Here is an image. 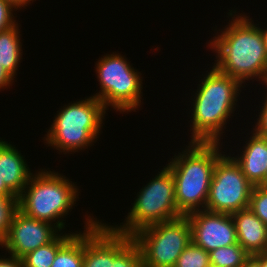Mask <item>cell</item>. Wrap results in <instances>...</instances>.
Returning a JSON list of instances; mask_svg holds the SVG:
<instances>
[{"instance_id": "30", "label": "cell", "mask_w": 267, "mask_h": 267, "mask_svg": "<svg viewBox=\"0 0 267 267\" xmlns=\"http://www.w3.org/2000/svg\"><path fill=\"white\" fill-rule=\"evenodd\" d=\"M0 196L2 197H16L5 185L0 175Z\"/></svg>"}, {"instance_id": "4", "label": "cell", "mask_w": 267, "mask_h": 267, "mask_svg": "<svg viewBox=\"0 0 267 267\" xmlns=\"http://www.w3.org/2000/svg\"><path fill=\"white\" fill-rule=\"evenodd\" d=\"M62 175L46 169L35 172L17 200V208L25 215L50 222L61 231L66 223L62 218L71 212L80 193L78 186Z\"/></svg>"}, {"instance_id": "24", "label": "cell", "mask_w": 267, "mask_h": 267, "mask_svg": "<svg viewBox=\"0 0 267 267\" xmlns=\"http://www.w3.org/2000/svg\"><path fill=\"white\" fill-rule=\"evenodd\" d=\"M17 11L11 4L5 0H0V32L5 31L18 22L14 19L13 12Z\"/></svg>"}, {"instance_id": "2", "label": "cell", "mask_w": 267, "mask_h": 267, "mask_svg": "<svg viewBox=\"0 0 267 267\" xmlns=\"http://www.w3.org/2000/svg\"><path fill=\"white\" fill-rule=\"evenodd\" d=\"M207 73L200 80L191 104V142H221L243 87L240 81L215 66Z\"/></svg>"}, {"instance_id": "9", "label": "cell", "mask_w": 267, "mask_h": 267, "mask_svg": "<svg viewBox=\"0 0 267 267\" xmlns=\"http://www.w3.org/2000/svg\"><path fill=\"white\" fill-rule=\"evenodd\" d=\"M224 153L217 159L205 210L232 214L248 208L253 185L231 154Z\"/></svg>"}, {"instance_id": "27", "label": "cell", "mask_w": 267, "mask_h": 267, "mask_svg": "<svg viewBox=\"0 0 267 267\" xmlns=\"http://www.w3.org/2000/svg\"><path fill=\"white\" fill-rule=\"evenodd\" d=\"M0 257V267H23L22 260L14 255ZM6 257V258H5ZM10 257V258H9Z\"/></svg>"}, {"instance_id": "19", "label": "cell", "mask_w": 267, "mask_h": 267, "mask_svg": "<svg viewBox=\"0 0 267 267\" xmlns=\"http://www.w3.org/2000/svg\"><path fill=\"white\" fill-rule=\"evenodd\" d=\"M74 234L61 232L52 242L21 258L23 267H51L59 248Z\"/></svg>"}, {"instance_id": "14", "label": "cell", "mask_w": 267, "mask_h": 267, "mask_svg": "<svg viewBox=\"0 0 267 267\" xmlns=\"http://www.w3.org/2000/svg\"><path fill=\"white\" fill-rule=\"evenodd\" d=\"M251 133L240 156L238 154L232 157L253 186L266 185L267 138L260 137L252 131Z\"/></svg>"}, {"instance_id": "15", "label": "cell", "mask_w": 267, "mask_h": 267, "mask_svg": "<svg viewBox=\"0 0 267 267\" xmlns=\"http://www.w3.org/2000/svg\"><path fill=\"white\" fill-rule=\"evenodd\" d=\"M238 244L249 254L267 252V226L249 209L231 214Z\"/></svg>"}, {"instance_id": "18", "label": "cell", "mask_w": 267, "mask_h": 267, "mask_svg": "<svg viewBox=\"0 0 267 267\" xmlns=\"http://www.w3.org/2000/svg\"><path fill=\"white\" fill-rule=\"evenodd\" d=\"M84 231L75 232L58 250L51 267H83Z\"/></svg>"}, {"instance_id": "25", "label": "cell", "mask_w": 267, "mask_h": 267, "mask_svg": "<svg viewBox=\"0 0 267 267\" xmlns=\"http://www.w3.org/2000/svg\"><path fill=\"white\" fill-rule=\"evenodd\" d=\"M265 87H267V85H265ZM263 105L260 109V114L256 120V126L253 128L252 131L260 137L267 138V95H265Z\"/></svg>"}, {"instance_id": "22", "label": "cell", "mask_w": 267, "mask_h": 267, "mask_svg": "<svg viewBox=\"0 0 267 267\" xmlns=\"http://www.w3.org/2000/svg\"><path fill=\"white\" fill-rule=\"evenodd\" d=\"M248 208L267 226V185L253 186Z\"/></svg>"}, {"instance_id": "16", "label": "cell", "mask_w": 267, "mask_h": 267, "mask_svg": "<svg viewBox=\"0 0 267 267\" xmlns=\"http://www.w3.org/2000/svg\"><path fill=\"white\" fill-rule=\"evenodd\" d=\"M18 25L0 32V64L14 79L23 55Z\"/></svg>"}, {"instance_id": "7", "label": "cell", "mask_w": 267, "mask_h": 267, "mask_svg": "<svg viewBox=\"0 0 267 267\" xmlns=\"http://www.w3.org/2000/svg\"><path fill=\"white\" fill-rule=\"evenodd\" d=\"M113 52L99 58L95 64L100 91L95 95L108 110L111 106L120 113L138 110L142 100L141 73L134 69L127 58Z\"/></svg>"}, {"instance_id": "32", "label": "cell", "mask_w": 267, "mask_h": 267, "mask_svg": "<svg viewBox=\"0 0 267 267\" xmlns=\"http://www.w3.org/2000/svg\"><path fill=\"white\" fill-rule=\"evenodd\" d=\"M261 267H267V252H261Z\"/></svg>"}, {"instance_id": "1", "label": "cell", "mask_w": 267, "mask_h": 267, "mask_svg": "<svg viewBox=\"0 0 267 267\" xmlns=\"http://www.w3.org/2000/svg\"><path fill=\"white\" fill-rule=\"evenodd\" d=\"M236 12H228L231 22L208 42L216 53L213 65L241 83L258 79L267 85V54L259 24Z\"/></svg>"}, {"instance_id": "3", "label": "cell", "mask_w": 267, "mask_h": 267, "mask_svg": "<svg viewBox=\"0 0 267 267\" xmlns=\"http://www.w3.org/2000/svg\"><path fill=\"white\" fill-rule=\"evenodd\" d=\"M167 166L175 179V201L183 216L205 210L220 142H189ZM220 148V149H219Z\"/></svg>"}, {"instance_id": "29", "label": "cell", "mask_w": 267, "mask_h": 267, "mask_svg": "<svg viewBox=\"0 0 267 267\" xmlns=\"http://www.w3.org/2000/svg\"><path fill=\"white\" fill-rule=\"evenodd\" d=\"M6 2H8L9 4H11L16 10L22 9L23 7L26 8L25 6L31 4L30 1H34V0H5Z\"/></svg>"}, {"instance_id": "17", "label": "cell", "mask_w": 267, "mask_h": 267, "mask_svg": "<svg viewBox=\"0 0 267 267\" xmlns=\"http://www.w3.org/2000/svg\"><path fill=\"white\" fill-rule=\"evenodd\" d=\"M112 267H143L142 254L132 236L112 228Z\"/></svg>"}, {"instance_id": "23", "label": "cell", "mask_w": 267, "mask_h": 267, "mask_svg": "<svg viewBox=\"0 0 267 267\" xmlns=\"http://www.w3.org/2000/svg\"><path fill=\"white\" fill-rule=\"evenodd\" d=\"M17 197L0 196V242L5 238L11 217L17 209Z\"/></svg>"}, {"instance_id": "21", "label": "cell", "mask_w": 267, "mask_h": 267, "mask_svg": "<svg viewBox=\"0 0 267 267\" xmlns=\"http://www.w3.org/2000/svg\"><path fill=\"white\" fill-rule=\"evenodd\" d=\"M209 252L191 242L180 254L174 267H208Z\"/></svg>"}, {"instance_id": "13", "label": "cell", "mask_w": 267, "mask_h": 267, "mask_svg": "<svg viewBox=\"0 0 267 267\" xmlns=\"http://www.w3.org/2000/svg\"><path fill=\"white\" fill-rule=\"evenodd\" d=\"M24 157L13 144L0 138V175L17 198L33 174Z\"/></svg>"}, {"instance_id": "8", "label": "cell", "mask_w": 267, "mask_h": 267, "mask_svg": "<svg viewBox=\"0 0 267 267\" xmlns=\"http://www.w3.org/2000/svg\"><path fill=\"white\" fill-rule=\"evenodd\" d=\"M138 244L143 267H174L182 251L192 242L186 216L152 224L132 235Z\"/></svg>"}, {"instance_id": "28", "label": "cell", "mask_w": 267, "mask_h": 267, "mask_svg": "<svg viewBox=\"0 0 267 267\" xmlns=\"http://www.w3.org/2000/svg\"><path fill=\"white\" fill-rule=\"evenodd\" d=\"M242 267H261V253L249 255Z\"/></svg>"}, {"instance_id": "6", "label": "cell", "mask_w": 267, "mask_h": 267, "mask_svg": "<svg viewBox=\"0 0 267 267\" xmlns=\"http://www.w3.org/2000/svg\"><path fill=\"white\" fill-rule=\"evenodd\" d=\"M136 197L123 225H110L117 232L132 236L144 227L183 216L176 206L175 179L167 165Z\"/></svg>"}, {"instance_id": "20", "label": "cell", "mask_w": 267, "mask_h": 267, "mask_svg": "<svg viewBox=\"0 0 267 267\" xmlns=\"http://www.w3.org/2000/svg\"><path fill=\"white\" fill-rule=\"evenodd\" d=\"M248 256L238 243L209 252L210 263L216 267H242Z\"/></svg>"}, {"instance_id": "26", "label": "cell", "mask_w": 267, "mask_h": 267, "mask_svg": "<svg viewBox=\"0 0 267 267\" xmlns=\"http://www.w3.org/2000/svg\"><path fill=\"white\" fill-rule=\"evenodd\" d=\"M13 82L14 78L0 64V91L2 89H8V87L10 88Z\"/></svg>"}, {"instance_id": "12", "label": "cell", "mask_w": 267, "mask_h": 267, "mask_svg": "<svg viewBox=\"0 0 267 267\" xmlns=\"http://www.w3.org/2000/svg\"><path fill=\"white\" fill-rule=\"evenodd\" d=\"M85 219L83 267H112V227L91 215Z\"/></svg>"}, {"instance_id": "5", "label": "cell", "mask_w": 267, "mask_h": 267, "mask_svg": "<svg viewBox=\"0 0 267 267\" xmlns=\"http://www.w3.org/2000/svg\"><path fill=\"white\" fill-rule=\"evenodd\" d=\"M57 111L51 127L47 130L44 143L59 152H78L92 146L97 141L106 108L94 96L69 103ZM96 139V140H95Z\"/></svg>"}, {"instance_id": "11", "label": "cell", "mask_w": 267, "mask_h": 267, "mask_svg": "<svg viewBox=\"0 0 267 267\" xmlns=\"http://www.w3.org/2000/svg\"><path fill=\"white\" fill-rule=\"evenodd\" d=\"M186 217L191 226L192 242L206 252L238 243L231 214L200 210Z\"/></svg>"}, {"instance_id": "31", "label": "cell", "mask_w": 267, "mask_h": 267, "mask_svg": "<svg viewBox=\"0 0 267 267\" xmlns=\"http://www.w3.org/2000/svg\"><path fill=\"white\" fill-rule=\"evenodd\" d=\"M262 35V39H263V44L265 46V50H266V54H267V28H260V26H258Z\"/></svg>"}, {"instance_id": "10", "label": "cell", "mask_w": 267, "mask_h": 267, "mask_svg": "<svg viewBox=\"0 0 267 267\" xmlns=\"http://www.w3.org/2000/svg\"><path fill=\"white\" fill-rule=\"evenodd\" d=\"M61 230L50 222L28 217L18 208L14 211L8 232L0 242V249L18 258L40 246L52 242Z\"/></svg>"}]
</instances>
